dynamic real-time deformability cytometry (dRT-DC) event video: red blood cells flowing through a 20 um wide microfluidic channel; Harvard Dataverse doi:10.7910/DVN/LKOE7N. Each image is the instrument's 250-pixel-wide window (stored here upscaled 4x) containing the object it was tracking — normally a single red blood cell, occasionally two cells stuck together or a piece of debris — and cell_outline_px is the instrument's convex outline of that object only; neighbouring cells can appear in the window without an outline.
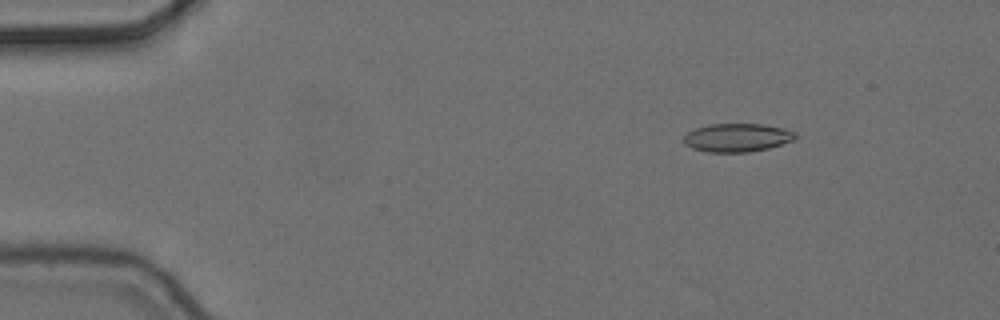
{"species": "common noctule bat (a hibernating species)", "species_latin": "Nyctalus noctula", "temperature_condition": "cold", "stored_images_in_passage": 6, "camera_frame_rate_fps": 3000, "um_per_image_px": 0.085, "animal": {"sex": "female", "body_mass_g": 24.6, "forearm_length_mm": 56.2}, "frame": {"image": 1, "passage_image": 3, "time_ms": 0.667, "image_size_px": [1000, 320], "cell_outline_px": [[796, 140], [768, 148], [748, 152], [708, 152], [692, 148], [684, 144], [684, 136], [688, 132], [696, 128], [708, 124], [760, 124], [784, 128], [796, 132]], "centroid_in_image_um": [62.67, 11.7], "position_along_channel_um": 22.3, "area_um2": 18.5}}